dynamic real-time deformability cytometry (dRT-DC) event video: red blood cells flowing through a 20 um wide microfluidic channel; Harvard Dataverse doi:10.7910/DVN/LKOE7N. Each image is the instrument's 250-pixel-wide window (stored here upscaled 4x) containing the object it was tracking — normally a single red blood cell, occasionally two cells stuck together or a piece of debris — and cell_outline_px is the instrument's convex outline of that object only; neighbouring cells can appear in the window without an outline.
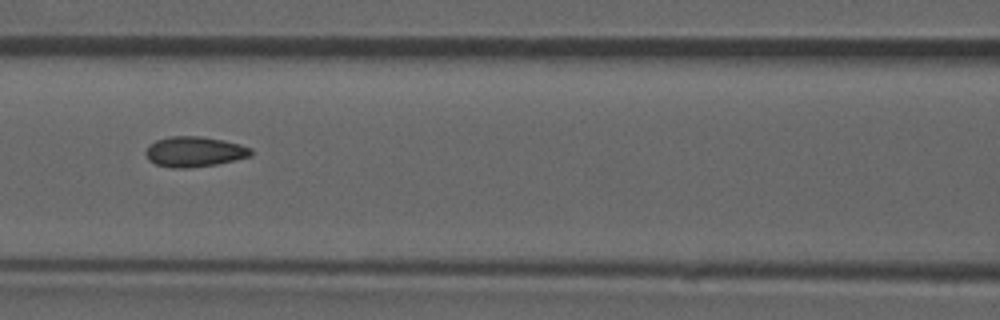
{"species": "common noctule bat (a hibernating species)", "species_latin": "Nyctalus noctula", "temperature_condition": "room temperature", "stored_images_in_passage": 53, "camera_frame_rate_fps": 3000, "um_per_image_px": 0.085, "animal": {"sex": "male", "forearm_length_mm": 52.5}, "frame": {"image": 1, "passage_image": 23, "time_ms": 7.333, "image_size_px": [1000, 320], "cell_outline_px": [[252, 156], [216, 164], [188, 168], [172, 168], [156, 164], [148, 160], [148, 148], [156, 140], [172, 136], [200, 136], [224, 140], [240, 144], [252, 148]], "centroid_in_image_um": [16.58, 12.89], "position_along_channel_um": 150.0, "area_um2": 18.38}, "authors_computed_cell_mechanics": {"area_um2": 18.0914, "velocity_mm_per_s": 3.8747, "shape_relaxation_time_tau1_ms": null, "shape_relaxation_time_tau2_ms": 1.2504, "deformation_change_tau1": null, "deformation_change_tau2": 0.0654}}